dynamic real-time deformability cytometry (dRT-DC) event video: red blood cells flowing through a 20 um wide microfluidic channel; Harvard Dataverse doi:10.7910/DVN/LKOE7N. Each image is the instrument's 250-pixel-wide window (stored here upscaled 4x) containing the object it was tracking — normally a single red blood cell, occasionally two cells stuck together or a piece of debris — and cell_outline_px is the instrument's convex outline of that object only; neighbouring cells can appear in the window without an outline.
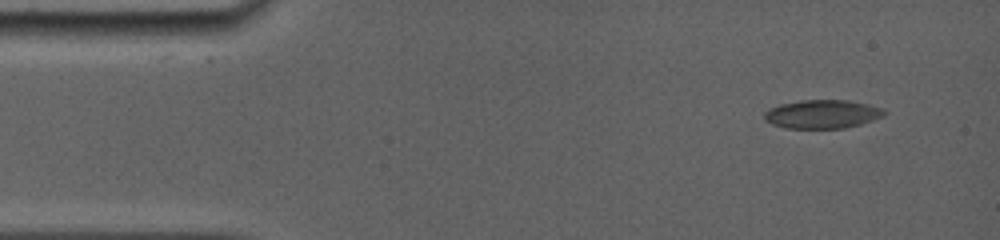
{"species": "common noctule bat (a hibernating species)", "species_latin": "Nyctalus noctula", "temperature_condition": "room temperature", "stored_images_in_passage": 4, "camera_frame_rate_fps": 5000, "um_per_image_px": 0.085, "animal": {"sex": "female", "body_mass_g": 19.0, "forearm_length_mm": 56.7}, "frame": {"image": 1, "passage_image": 1, "time_ms": 0.0, "image_size_px": [1000, 240], "cell_outline_px": [[888, 112], [884, 116], [860, 124], [844, 128], [784, 128], [772, 124], [764, 120], [764, 112], [768, 108], [780, 104], [800, 100], [848, 100], [868, 104], [884, 108]], "centroid_in_image_um": [69.89, 9.69], "position_along_channel_um": 15.1, "area_um2": 20.17}}
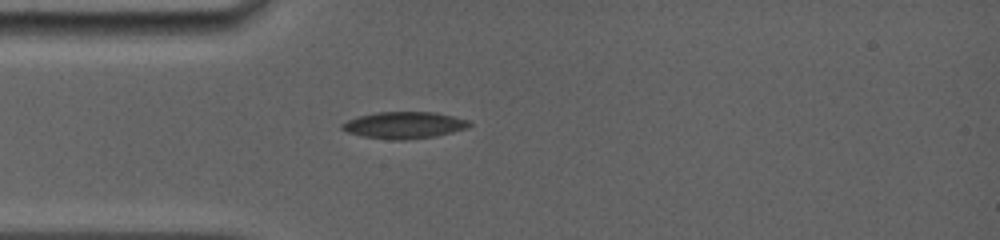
{"frame": {"image": 2, "passage_image": 4, "time_ms": 3.0, "image_size_px": [1000, 240], "cell_outline_px": [[472, 124], [468, 128], [436, 136], [404, 140], [392, 140], [364, 136], [348, 132], [340, 128], [340, 124], [356, 116], [376, 112], [436, 112], [468, 120]], "centroid_in_image_um": [34.34, 10.63], "position_along_channel_um": 50.7, "area_um2": 19.88}}